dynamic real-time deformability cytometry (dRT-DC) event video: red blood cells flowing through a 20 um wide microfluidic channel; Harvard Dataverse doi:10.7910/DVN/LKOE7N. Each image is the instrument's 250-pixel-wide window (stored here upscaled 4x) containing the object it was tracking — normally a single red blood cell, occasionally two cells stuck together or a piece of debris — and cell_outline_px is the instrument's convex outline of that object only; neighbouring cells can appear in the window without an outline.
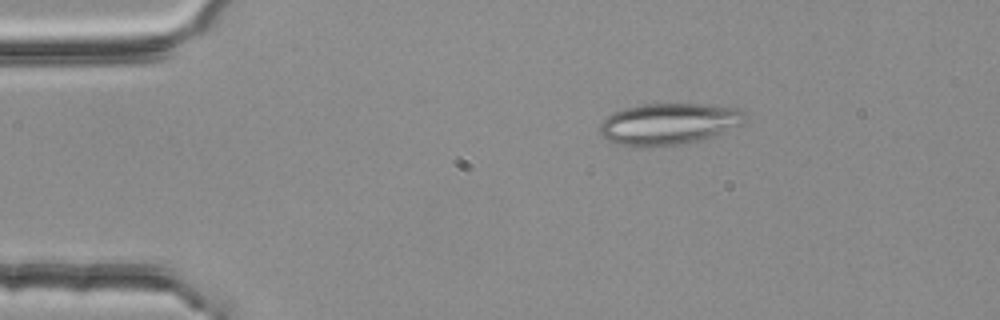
{"species": "common noctule bat (a hibernating species)", "species_latin": "Nyctalus noctula", "temperature_condition": "room temperature", "stored_images_in_passage": 6, "camera_frame_rate_fps": 3000, "um_per_image_px": 0.085, "animal": {"sex": "female", "body_mass_g": 25.1}, "frame": {"image": 1, "passage_image": 3, "time_ms": 0.667, "image_size_px": [1000, 320], "cell_outline_px": [[748, 120], [740, 124], [700, 140], [680, 144], [640, 148], [612, 144], [600, 132], [600, 124], [612, 112], [624, 108], [644, 104], [700, 104], [740, 108], [748, 116]], "centroid_in_image_um": [56.81, 10.53], "position_along_channel_um": 28.2, "area_um2": 35.14}}